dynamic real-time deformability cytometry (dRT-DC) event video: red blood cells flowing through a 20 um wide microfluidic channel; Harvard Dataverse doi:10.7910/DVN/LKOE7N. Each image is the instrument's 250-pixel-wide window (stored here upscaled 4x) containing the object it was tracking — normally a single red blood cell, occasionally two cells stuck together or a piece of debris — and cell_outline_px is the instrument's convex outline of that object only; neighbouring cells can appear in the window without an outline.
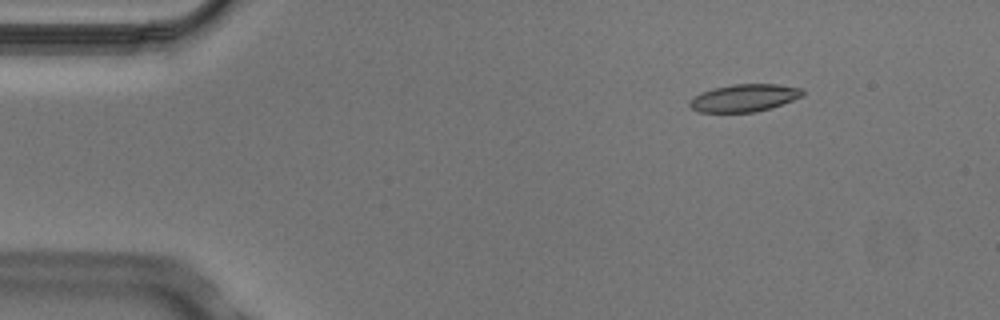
{"species": "Egyptian fruit bat (a non-hibernating species)", "species_latin": "Rousettus aegyptiacus", "temperature_condition": "cold", "stored_images_in_passage": 7, "camera_frame_rate_fps": 3000, "um_per_image_px": 0.085, "animal": {"sex": "male"}, "frame": {"image": 1, "passage_image": 2, "time_ms": 0.333, "image_size_px": [1000, 320], "cell_outline_px": [[804, 96], [772, 108], [756, 112], [700, 112], [692, 108], [688, 104], [688, 100], [692, 96], [700, 92], [712, 88], [732, 84], [776, 84], [804, 88]], "centroid_in_image_um": [63.26, 8.31], "position_along_channel_um": 21.7, "area_um2": 18.44}}
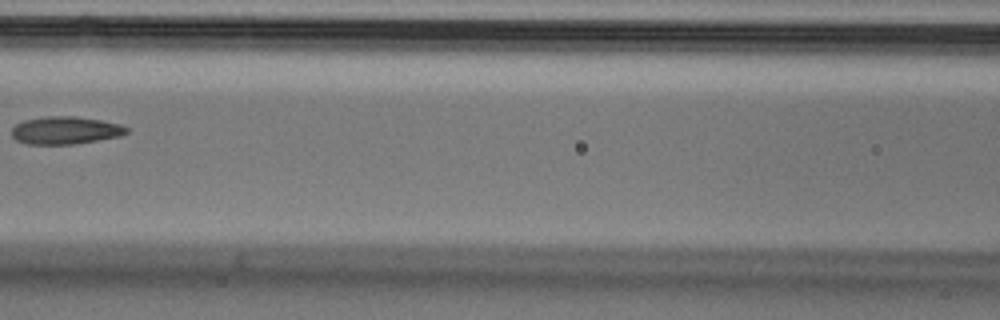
{"frame": {"image": 2, "passage_image": 6, "time_ms": 1.667, "image_size_px": [1000, 320], "cell_outline_px": [[128, 132], [120, 136], [72, 144], [28, 144], [16, 140], [12, 136], [12, 128], [16, 124], [24, 120], [48, 116], [76, 116], [100, 120], [120, 124], [128, 128]], "centroid_in_image_um": [5.54, 11.07], "position_along_channel_um": 161.1, "area_um2": 18.38}}
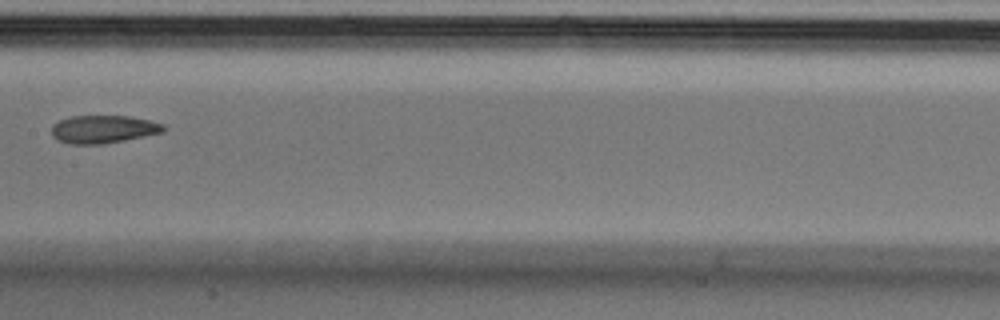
{"frame": {"image": 3, "passage_image": 7, "time_ms": 2.0, "image_size_px": [1000, 320], "cell_outline_px": [[164, 132], [104, 144], [68, 144], [56, 140], [52, 136], [52, 124], [60, 120], [72, 116], [128, 116], [148, 120], [164, 124]], "centroid_in_image_um": [8.74, 10.99], "position_along_channel_um": 198.7, "area_um2": 18.21}}